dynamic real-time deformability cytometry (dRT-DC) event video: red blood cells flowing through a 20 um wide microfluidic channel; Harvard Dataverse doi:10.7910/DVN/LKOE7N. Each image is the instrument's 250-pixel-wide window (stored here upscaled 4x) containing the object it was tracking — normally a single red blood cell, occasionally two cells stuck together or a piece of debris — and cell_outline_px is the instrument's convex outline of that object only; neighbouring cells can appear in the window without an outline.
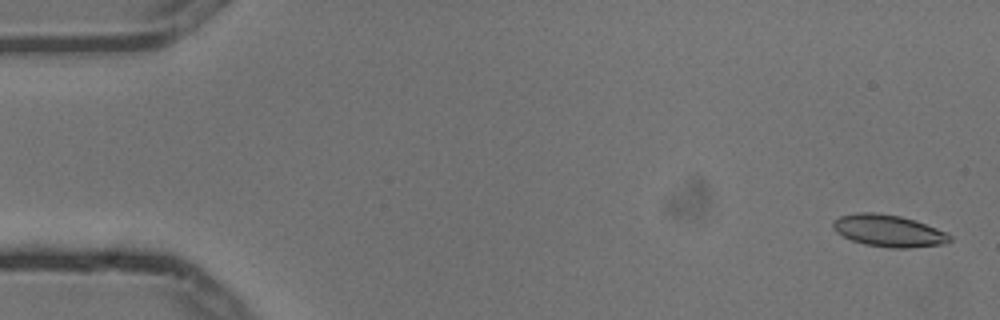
{"species": "common noctule bat (a hibernating species)", "species_latin": "Nyctalus noctula", "temperature_condition": "cold", "stored_images_in_passage": 5, "camera_frame_rate_fps": 3000, "um_per_image_px": 0.085, "animal": {"sex": "male", "body_mass_g": 13.3}, "frame": {"image": 1, "passage_image": 1, "time_ms": 0.0, "image_size_px": [1000, 320], "cell_outline_px": [[952, 240], [944, 244], [912, 248], [892, 248], [864, 244], [852, 240], [836, 232], [832, 228], [832, 220], [840, 216], [856, 212], [872, 212], [900, 216], [916, 220], [936, 228], [952, 236]], "centroid_in_image_um": [75.52, 19.61], "position_along_channel_um": 9.5, "area_um2": 21.85}}
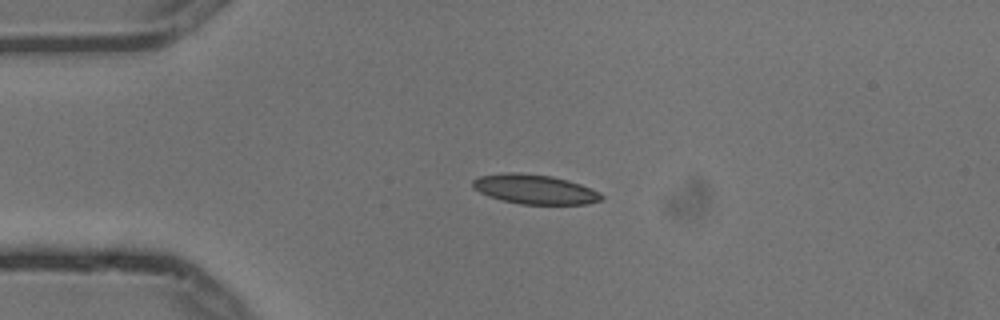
{"frame": {"image": 2, "passage_image": 4, "time_ms": 1.0, "image_size_px": [1000, 320], "cell_outline_px": [[604, 200], [588, 204], [520, 204], [500, 200], [488, 196], [472, 188], [472, 180], [480, 176], [504, 172], [520, 172], [552, 176], [568, 180], [580, 184], [600, 192], [604, 196]], "centroid_in_image_um": [45.45, 16.09], "position_along_channel_um": 39.5, "area_um2": 22.43}}